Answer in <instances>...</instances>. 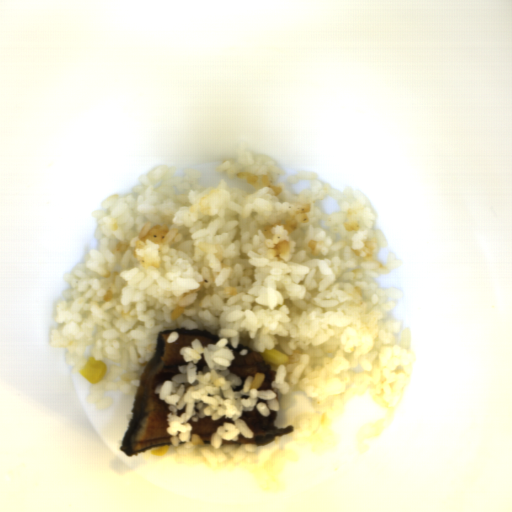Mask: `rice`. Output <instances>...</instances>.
<instances>
[{
	"label": "rice",
	"instance_id": "obj_2",
	"mask_svg": "<svg viewBox=\"0 0 512 512\" xmlns=\"http://www.w3.org/2000/svg\"><path fill=\"white\" fill-rule=\"evenodd\" d=\"M178 338H179L178 332L171 331L166 338V342H168L170 344V343H173L174 341H176Z\"/></svg>",
	"mask_w": 512,
	"mask_h": 512
},
{
	"label": "rice",
	"instance_id": "obj_1",
	"mask_svg": "<svg viewBox=\"0 0 512 512\" xmlns=\"http://www.w3.org/2000/svg\"><path fill=\"white\" fill-rule=\"evenodd\" d=\"M215 188L202 171L159 165L131 188L91 212L98 245L71 272L54 303L50 332L67 349L70 372L90 358L107 366L85 401L111 407L108 392L135 396L167 330H207L220 339H194L179 354L187 365L154 392L169 413V450L180 464L247 469L268 490L308 453L369 450L388 428L415 360L411 332L395 318L400 288L379 279L402 266L376 230L375 211L356 189L340 190L318 173L285 174L262 153L238 148L216 168ZM314 186L295 194L290 184ZM337 198L340 210L316 204ZM245 345L288 355L272 381L231 373L233 351ZM201 353L207 367L196 372ZM278 411V429L294 431L268 445H225L254 436L244 411ZM230 417L204 443L189 422Z\"/></svg>",
	"mask_w": 512,
	"mask_h": 512
},
{
	"label": "rice",
	"instance_id": "obj_3",
	"mask_svg": "<svg viewBox=\"0 0 512 512\" xmlns=\"http://www.w3.org/2000/svg\"><path fill=\"white\" fill-rule=\"evenodd\" d=\"M239 353L241 356H246L248 354V349L247 348L241 349Z\"/></svg>",
	"mask_w": 512,
	"mask_h": 512
}]
</instances>
